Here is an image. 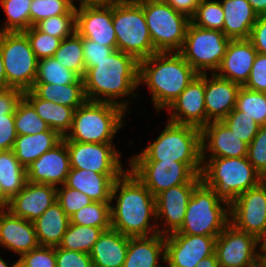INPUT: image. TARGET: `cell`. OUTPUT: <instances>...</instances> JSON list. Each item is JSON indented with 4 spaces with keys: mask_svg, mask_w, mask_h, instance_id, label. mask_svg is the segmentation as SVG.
I'll list each match as a JSON object with an SVG mask.
<instances>
[{
    "mask_svg": "<svg viewBox=\"0 0 266 267\" xmlns=\"http://www.w3.org/2000/svg\"><path fill=\"white\" fill-rule=\"evenodd\" d=\"M80 77L60 64L54 57L38 60L35 83L65 85L76 83Z\"/></svg>",
    "mask_w": 266,
    "mask_h": 267,
    "instance_id": "ab89813d",
    "label": "cell"
},
{
    "mask_svg": "<svg viewBox=\"0 0 266 267\" xmlns=\"http://www.w3.org/2000/svg\"><path fill=\"white\" fill-rule=\"evenodd\" d=\"M27 183V168L16 158L13 150L0 151V187L10 200Z\"/></svg>",
    "mask_w": 266,
    "mask_h": 267,
    "instance_id": "836d02e7",
    "label": "cell"
},
{
    "mask_svg": "<svg viewBox=\"0 0 266 267\" xmlns=\"http://www.w3.org/2000/svg\"><path fill=\"white\" fill-rule=\"evenodd\" d=\"M122 174H99L90 170L70 168L64 186L77 189L94 202H111L114 181Z\"/></svg>",
    "mask_w": 266,
    "mask_h": 267,
    "instance_id": "4316f807",
    "label": "cell"
},
{
    "mask_svg": "<svg viewBox=\"0 0 266 267\" xmlns=\"http://www.w3.org/2000/svg\"><path fill=\"white\" fill-rule=\"evenodd\" d=\"M199 75L179 52H157L139 61V86L150 90L156 111L167 109Z\"/></svg>",
    "mask_w": 266,
    "mask_h": 267,
    "instance_id": "3957f363",
    "label": "cell"
},
{
    "mask_svg": "<svg viewBox=\"0 0 266 267\" xmlns=\"http://www.w3.org/2000/svg\"><path fill=\"white\" fill-rule=\"evenodd\" d=\"M156 219L155 197L128 168L112 187L111 228L128 237L150 236L158 233Z\"/></svg>",
    "mask_w": 266,
    "mask_h": 267,
    "instance_id": "6da1fadb",
    "label": "cell"
},
{
    "mask_svg": "<svg viewBox=\"0 0 266 267\" xmlns=\"http://www.w3.org/2000/svg\"><path fill=\"white\" fill-rule=\"evenodd\" d=\"M174 10L192 18L196 13L200 0H164Z\"/></svg>",
    "mask_w": 266,
    "mask_h": 267,
    "instance_id": "6f0895ef",
    "label": "cell"
},
{
    "mask_svg": "<svg viewBox=\"0 0 266 267\" xmlns=\"http://www.w3.org/2000/svg\"><path fill=\"white\" fill-rule=\"evenodd\" d=\"M82 44L85 68L96 66V62L106 59V57L114 51L112 47L105 46L87 38H82Z\"/></svg>",
    "mask_w": 266,
    "mask_h": 267,
    "instance_id": "f5cc1de1",
    "label": "cell"
},
{
    "mask_svg": "<svg viewBox=\"0 0 266 267\" xmlns=\"http://www.w3.org/2000/svg\"><path fill=\"white\" fill-rule=\"evenodd\" d=\"M7 88V80H6V73L5 68L3 65V58L0 51V90Z\"/></svg>",
    "mask_w": 266,
    "mask_h": 267,
    "instance_id": "6125c7cd",
    "label": "cell"
},
{
    "mask_svg": "<svg viewBox=\"0 0 266 267\" xmlns=\"http://www.w3.org/2000/svg\"><path fill=\"white\" fill-rule=\"evenodd\" d=\"M258 244H259V256H266V230L258 238Z\"/></svg>",
    "mask_w": 266,
    "mask_h": 267,
    "instance_id": "be15d7a7",
    "label": "cell"
},
{
    "mask_svg": "<svg viewBox=\"0 0 266 267\" xmlns=\"http://www.w3.org/2000/svg\"><path fill=\"white\" fill-rule=\"evenodd\" d=\"M0 51L7 88L31 90L36 81L38 59L27 36L23 32H0Z\"/></svg>",
    "mask_w": 266,
    "mask_h": 267,
    "instance_id": "30bf717a",
    "label": "cell"
},
{
    "mask_svg": "<svg viewBox=\"0 0 266 267\" xmlns=\"http://www.w3.org/2000/svg\"><path fill=\"white\" fill-rule=\"evenodd\" d=\"M144 11L153 46L157 52H179L184 44L190 18L164 0L138 3Z\"/></svg>",
    "mask_w": 266,
    "mask_h": 267,
    "instance_id": "9c48e42d",
    "label": "cell"
},
{
    "mask_svg": "<svg viewBox=\"0 0 266 267\" xmlns=\"http://www.w3.org/2000/svg\"><path fill=\"white\" fill-rule=\"evenodd\" d=\"M230 223L259 238L266 230V180L248 189L230 205Z\"/></svg>",
    "mask_w": 266,
    "mask_h": 267,
    "instance_id": "9a60e30c",
    "label": "cell"
},
{
    "mask_svg": "<svg viewBox=\"0 0 266 267\" xmlns=\"http://www.w3.org/2000/svg\"><path fill=\"white\" fill-rule=\"evenodd\" d=\"M40 31L62 40L76 31V14L52 16L35 25Z\"/></svg>",
    "mask_w": 266,
    "mask_h": 267,
    "instance_id": "bcb514c9",
    "label": "cell"
},
{
    "mask_svg": "<svg viewBox=\"0 0 266 267\" xmlns=\"http://www.w3.org/2000/svg\"><path fill=\"white\" fill-rule=\"evenodd\" d=\"M204 98L205 74H199L166 109L168 121L202 129L207 125Z\"/></svg>",
    "mask_w": 266,
    "mask_h": 267,
    "instance_id": "ac0fdd59",
    "label": "cell"
},
{
    "mask_svg": "<svg viewBox=\"0 0 266 267\" xmlns=\"http://www.w3.org/2000/svg\"><path fill=\"white\" fill-rule=\"evenodd\" d=\"M69 153L70 168L86 169L99 174H123L121 152L113 143L64 141Z\"/></svg>",
    "mask_w": 266,
    "mask_h": 267,
    "instance_id": "5bb4252c",
    "label": "cell"
},
{
    "mask_svg": "<svg viewBox=\"0 0 266 267\" xmlns=\"http://www.w3.org/2000/svg\"><path fill=\"white\" fill-rule=\"evenodd\" d=\"M112 2H125V0H111Z\"/></svg>",
    "mask_w": 266,
    "mask_h": 267,
    "instance_id": "89a4df30",
    "label": "cell"
},
{
    "mask_svg": "<svg viewBox=\"0 0 266 267\" xmlns=\"http://www.w3.org/2000/svg\"><path fill=\"white\" fill-rule=\"evenodd\" d=\"M200 182V175H196L189 183L170 187L155 197L156 220L157 222L161 220L164 225L163 229L161 226L158 227L159 234L166 236L180 229L185 219L189 199Z\"/></svg>",
    "mask_w": 266,
    "mask_h": 267,
    "instance_id": "2e32d148",
    "label": "cell"
},
{
    "mask_svg": "<svg viewBox=\"0 0 266 267\" xmlns=\"http://www.w3.org/2000/svg\"><path fill=\"white\" fill-rule=\"evenodd\" d=\"M223 32L230 40L249 39L257 13L247 0H222Z\"/></svg>",
    "mask_w": 266,
    "mask_h": 267,
    "instance_id": "83f0119b",
    "label": "cell"
},
{
    "mask_svg": "<svg viewBox=\"0 0 266 267\" xmlns=\"http://www.w3.org/2000/svg\"><path fill=\"white\" fill-rule=\"evenodd\" d=\"M8 207H9V199L6 197V195L3 193L0 187V212L8 211Z\"/></svg>",
    "mask_w": 266,
    "mask_h": 267,
    "instance_id": "e7e4bbea",
    "label": "cell"
},
{
    "mask_svg": "<svg viewBox=\"0 0 266 267\" xmlns=\"http://www.w3.org/2000/svg\"><path fill=\"white\" fill-rule=\"evenodd\" d=\"M23 91L17 88L0 90V118L15 113L17 104L23 98Z\"/></svg>",
    "mask_w": 266,
    "mask_h": 267,
    "instance_id": "11a10c76",
    "label": "cell"
},
{
    "mask_svg": "<svg viewBox=\"0 0 266 267\" xmlns=\"http://www.w3.org/2000/svg\"><path fill=\"white\" fill-rule=\"evenodd\" d=\"M23 97L33 106L36 113L49 128L65 137L71 130L75 109L39 98L32 90L25 91Z\"/></svg>",
    "mask_w": 266,
    "mask_h": 267,
    "instance_id": "1f68e13d",
    "label": "cell"
},
{
    "mask_svg": "<svg viewBox=\"0 0 266 267\" xmlns=\"http://www.w3.org/2000/svg\"><path fill=\"white\" fill-rule=\"evenodd\" d=\"M56 267H93L88 253L55 247Z\"/></svg>",
    "mask_w": 266,
    "mask_h": 267,
    "instance_id": "816d5d0a",
    "label": "cell"
},
{
    "mask_svg": "<svg viewBox=\"0 0 266 267\" xmlns=\"http://www.w3.org/2000/svg\"><path fill=\"white\" fill-rule=\"evenodd\" d=\"M249 40L258 53L266 54V15L258 16L252 27Z\"/></svg>",
    "mask_w": 266,
    "mask_h": 267,
    "instance_id": "9f6ffc18",
    "label": "cell"
},
{
    "mask_svg": "<svg viewBox=\"0 0 266 267\" xmlns=\"http://www.w3.org/2000/svg\"><path fill=\"white\" fill-rule=\"evenodd\" d=\"M246 89L266 93V54L257 53L247 82Z\"/></svg>",
    "mask_w": 266,
    "mask_h": 267,
    "instance_id": "f907efd6",
    "label": "cell"
},
{
    "mask_svg": "<svg viewBox=\"0 0 266 267\" xmlns=\"http://www.w3.org/2000/svg\"><path fill=\"white\" fill-rule=\"evenodd\" d=\"M201 146L202 158H238L248 155V144L222 121L210 122L201 129Z\"/></svg>",
    "mask_w": 266,
    "mask_h": 267,
    "instance_id": "ffe728a7",
    "label": "cell"
},
{
    "mask_svg": "<svg viewBox=\"0 0 266 267\" xmlns=\"http://www.w3.org/2000/svg\"><path fill=\"white\" fill-rule=\"evenodd\" d=\"M62 139L63 137L57 131L17 135L12 150L19 162L27 168L43 153L58 145Z\"/></svg>",
    "mask_w": 266,
    "mask_h": 267,
    "instance_id": "4dcf8cb0",
    "label": "cell"
},
{
    "mask_svg": "<svg viewBox=\"0 0 266 267\" xmlns=\"http://www.w3.org/2000/svg\"><path fill=\"white\" fill-rule=\"evenodd\" d=\"M31 90L43 100L52 101L75 110L87 100L83 78H80L76 83L65 85L35 83Z\"/></svg>",
    "mask_w": 266,
    "mask_h": 267,
    "instance_id": "d6a6232c",
    "label": "cell"
},
{
    "mask_svg": "<svg viewBox=\"0 0 266 267\" xmlns=\"http://www.w3.org/2000/svg\"><path fill=\"white\" fill-rule=\"evenodd\" d=\"M60 64L75 72L80 78L85 75L82 37L75 31L63 39L53 56Z\"/></svg>",
    "mask_w": 266,
    "mask_h": 267,
    "instance_id": "e575fe53",
    "label": "cell"
},
{
    "mask_svg": "<svg viewBox=\"0 0 266 267\" xmlns=\"http://www.w3.org/2000/svg\"><path fill=\"white\" fill-rule=\"evenodd\" d=\"M32 0H0L7 16L0 32H23L30 28V6Z\"/></svg>",
    "mask_w": 266,
    "mask_h": 267,
    "instance_id": "74e56055",
    "label": "cell"
},
{
    "mask_svg": "<svg viewBox=\"0 0 266 267\" xmlns=\"http://www.w3.org/2000/svg\"><path fill=\"white\" fill-rule=\"evenodd\" d=\"M23 33L27 36L38 60L53 57L62 41L61 38L40 31L36 26H31L28 30L23 31Z\"/></svg>",
    "mask_w": 266,
    "mask_h": 267,
    "instance_id": "f6af8a7d",
    "label": "cell"
},
{
    "mask_svg": "<svg viewBox=\"0 0 266 267\" xmlns=\"http://www.w3.org/2000/svg\"><path fill=\"white\" fill-rule=\"evenodd\" d=\"M76 14L71 0H32L30 6V27L52 16Z\"/></svg>",
    "mask_w": 266,
    "mask_h": 267,
    "instance_id": "7bdbcfd3",
    "label": "cell"
},
{
    "mask_svg": "<svg viewBox=\"0 0 266 267\" xmlns=\"http://www.w3.org/2000/svg\"><path fill=\"white\" fill-rule=\"evenodd\" d=\"M72 5L74 9H77L78 6H76L74 3L76 0H71ZM79 2V7L78 8H83V7H94V6H105L108 4H111V0H77Z\"/></svg>",
    "mask_w": 266,
    "mask_h": 267,
    "instance_id": "680465c9",
    "label": "cell"
},
{
    "mask_svg": "<svg viewBox=\"0 0 266 267\" xmlns=\"http://www.w3.org/2000/svg\"><path fill=\"white\" fill-rule=\"evenodd\" d=\"M0 246L16 253L19 258L39 247L34 223L9 211L0 212Z\"/></svg>",
    "mask_w": 266,
    "mask_h": 267,
    "instance_id": "d4e9b609",
    "label": "cell"
},
{
    "mask_svg": "<svg viewBox=\"0 0 266 267\" xmlns=\"http://www.w3.org/2000/svg\"><path fill=\"white\" fill-rule=\"evenodd\" d=\"M138 75L139 61L115 49L106 59L96 62V66L85 68L83 82L86 99L113 103L128 111L131 101L122 98L139 97L136 93Z\"/></svg>",
    "mask_w": 266,
    "mask_h": 267,
    "instance_id": "7a4b0ae2",
    "label": "cell"
},
{
    "mask_svg": "<svg viewBox=\"0 0 266 267\" xmlns=\"http://www.w3.org/2000/svg\"><path fill=\"white\" fill-rule=\"evenodd\" d=\"M56 199V186L27 181L24 188L9 200L8 211L16 217L34 222Z\"/></svg>",
    "mask_w": 266,
    "mask_h": 267,
    "instance_id": "44dd1931",
    "label": "cell"
},
{
    "mask_svg": "<svg viewBox=\"0 0 266 267\" xmlns=\"http://www.w3.org/2000/svg\"><path fill=\"white\" fill-rule=\"evenodd\" d=\"M56 201L68 217L82 207H85L93 202V200L83 192L64 185L57 187Z\"/></svg>",
    "mask_w": 266,
    "mask_h": 267,
    "instance_id": "7dc6e473",
    "label": "cell"
},
{
    "mask_svg": "<svg viewBox=\"0 0 266 267\" xmlns=\"http://www.w3.org/2000/svg\"><path fill=\"white\" fill-rule=\"evenodd\" d=\"M16 138L14 113L0 118V151L12 150Z\"/></svg>",
    "mask_w": 266,
    "mask_h": 267,
    "instance_id": "db71d44e",
    "label": "cell"
},
{
    "mask_svg": "<svg viewBox=\"0 0 266 267\" xmlns=\"http://www.w3.org/2000/svg\"><path fill=\"white\" fill-rule=\"evenodd\" d=\"M19 267H56L55 247L39 246L23 254Z\"/></svg>",
    "mask_w": 266,
    "mask_h": 267,
    "instance_id": "681fc988",
    "label": "cell"
},
{
    "mask_svg": "<svg viewBox=\"0 0 266 267\" xmlns=\"http://www.w3.org/2000/svg\"><path fill=\"white\" fill-rule=\"evenodd\" d=\"M222 122L236 135L248 145L256 136L261 125H259L251 116L245 112L234 108Z\"/></svg>",
    "mask_w": 266,
    "mask_h": 267,
    "instance_id": "ee69618b",
    "label": "cell"
},
{
    "mask_svg": "<svg viewBox=\"0 0 266 267\" xmlns=\"http://www.w3.org/2000/svg\"><path fill=\"white\" fill-rule=\"evenodd\" d=\"M258 238L229 223L215 240L219 267H260Z\"/></svg>",
    "mask_w": 266,
    "mask_h": 267,
    "instance_id": "7c38bea8",
    "label": "cell"
},
{
    "mask_svg": "<svg viewBox=\"0 0 266 267\" xmlns=\"http://www.w3.org/2000/svg\"><path fill=\"white\" fill-rule=\"evenodd\" d=\"M215 240L216 237L202 235H166L164 263L168 267H196L215 252Z\"/></svg>",
    "mask_w": 266,
    "mask_h": 267,
    "instance_id": "e0dca14e",
    "label": "cell"
},
{
    "mask_svg": "<svg viewBox=\"0 0 266 267\" xmlns=\"http://www.w3.org/2000/svg\"><path fill=\"white\" fill-rule=\"evenodd\" d=\"M190 21L199 28L223 32L224 13L220 0H200L196 13Z\"/></svg>",
    "mask_w": 266,
    "mask_h": 267,
    "instance_id": "b9f144b4",
    "label": "cell"
},
{
    "mask_svg": "<svg viewBox=\"0 0 266 267\" xmlns=\"http://www.w3.org/2000/svg\"><path fill=\"white\" fill-rule=\"evenodd\" d=\"M103 231L102 228L98 227L69 223L59 247L69 251L89 254L94 243L98 240Z\"/></svg>",
    "mask_w": 266,
    "mask_h": 267,
    "instance_id": "d590c367",
    "label": "cell"
},
{
    "mask_svg": "<svg viewBox=\"0 0 266 267\" xmlns=\"http://www.w3.org/2000/svg\"><path fill=\"white\" fill-rule=\"evenodd\" d=\"M235 108L251 116L259 125H266V93L241 86Z\"/></svg>",
    "mask_w": 266,
    "mask_h": 267,
    "instance_id": "60d3db41",
    "label": "cell"
},
{
    "mask_svg": "<svg viewBox=\"0 0 266 267\" xmlns=\"http://www.w3.org/2000/svg\"><path fill=\"white\" fill-rule=\"evenodd\" d=\"M210 76V77H209ZM241 85L215 73L205 74V109L207 124L222 121L236 106Z\"/></svg>",
    "mask_w": 266,
    "mask_h": 267,
    "instance_id": "603a6c76",
    "label": "cell"
},
{
    "mask_svg": "<svg viewBox=\"0 0 266 267\" xmlns=\"http://www.w3.org/2000/svg\"><path fill=\"white\" fill-rule=\"evenodd\" d=\"M69 171V153L62 140L27 167V181L58 187L64 185Z\"/></svg>",
    "mask_w": 266,
    "mask_h": 267,
    "instance_id": "7402d4cb",
    "label": "cell"
},
{
    "mask_svg": "<svg viewBox=\"0 0 266 267\" xmlns=\"http://www.w3.org/2000/svg\"><path fill=\"white\" fill-rule=\"evenodd\" d=\"M129 169L156 197L170 187L187 184L197 174L186 164L176 161H129Z\"/></svg>",
    "mask_w": 266,
    "mask_h": 267,
    "instance_id": "4fadbf2b",
    "label": "cell"
},
{
    "mask_svg": "<svg viewBox=\"0 0 266 267\" xmlns=\"http://www.w3.org/2000/svg\"><path fill=\"white\" fill-rule=\"evenodd\" d=\"M142 1H145V0H125V2H127V3H139Z\"/></svg>",
    "mask_w": 266,
    "mask_h": 267,
    "instance_id": "a7ac6f4b",
    "label": "cell"
},
{
    "mask_svg": "<svg viewBox=\"0 0 266 267\" xmlns=\"http://www.w3.org/2000/svg\"><path fill=\"white\" fill-rule=\"evenodd\" d=\"M126 113L113 103L86 100L75 110L71 130L62 140L113 143L118 130L126 124Z\"/></svg>",
    "mask_w": 266,
    "mask_h": 267,
    "instance_id": "8992f818",
    "label": "cell"
},
{
    "mask_svg": "<svg viewBox=\"0 0 266 267\" xmlns=\"http://www.w3.org/2000/svg\"><path fill=\"white\" fill-rule=\"evenodd\" d=\"M76 32L94 42L117 49L112 19V3L76 9Z\"/></svg>",
    "mask_w": 266,
    "mask_h": 267,
    "instance_id": "d6986e66",
    "label": "cell"
},
{
    "mask_svg": "<svg viewBox=\"0 0 266 267\" xmlns=\"http://www.w3.org/2000/svg\"><path fill=\"white\" fill-rule=\"evenodd\" d=\"M257 53L249 39L230 40L215 74L243 86L249 78Z\"/></svg>",
    "mask_w": 266,
    "mask_h": 267,
    "instance_id": "cb8c5ba5",
    "label": "cell"
},
{
    "mask_svg": "<svg viewBox=\"0 0 266 267\" xmlns=\"http://www.w3.org/2000/svg\"><path fill=\"white\" fill-rule=\"evenodd\" d=\"M160 259L165 262L164 235L156 233L150 236L128 237V249L122 267H162L159 265Z\"/></svg>",
    "mask_w": 266,
    "mask_h": 267,
    "instance_id": "484cf974",
    "label": "cell"
},
{
    "mask_svg": "<svg viewBox=\"0 0 266 267\" xmlns=\"http://www.w3.org/2000/svg\"><path fill=\"white\" fill-rule=\"evenodd\" d=\"M260 257V267H266V256H259Z\"/></svg>",
    "mask_w": 266,
    "mask_h": 267,
    "instance_id": "003e7915",
    "label": "cell"
},
{
    "mask_svg": "<svg viewBox=\"0 0 266 267\" xmlns=\"http://www.w3.org/2000/svg\"><path fill=\"white\" fill-rule=\"evenodd\" d=\"M247 157L254 169L266 180V125L259 128L248 145Z\"/></svg>",
    "mask_w": 266,
    "mask_h": 267,
    "instance_id": "c3c4849f",
    "label": "cell"
},
{
    "mask_svg": "<svg viewBox=\"0 0 266 267\" xmlns=\"http://www.w3.org/2000/svg\"><path fill=\"white\" fill-rule=\"evenodd\" d=\"M0 267H19V261L17 260L12 266H9L8 263L0 257Z\"/></svg>",
    "mask_w": 266,
    "mask_h": 267,
    "instance_id": "03108f58",
    "label": "cell"
},
{
    "mask_svg": "<svg viewBox=\"0 0 266 267\" xmlns=\"http://www.w3.org/2000/svg\"><path fill=\"white\" fill-rule=\"evenodd\" d=\"M33 223L40 246L58 247L70 219L56 201Z\"/></svg>",
    "mask_w": 266,
    "mask_h": 267,
    "instance_id": "f546056e",
    "label": "cell"
},
{
    "mask_svg": "<svg viewBox=\"0 0 266 267\" xmlns=\"http://www.w3.org/2000/svg\"><path fill=\"white\" fill-rule=\"evenodd\" d=\"M230 206L202 181L194 188L189 199L185 219L177 232L218 237L230 223Z\"/></svg>",
    "mask_w": 266,
    "mask_h": 267,
    "instance_id": "52a82bcc",
    "label": "cell"
},
{
    "mask_svg": "<svg viewBox=\"0 0 266 267\" xmlns=\"http://www.w3.org/2000/svg\"><path fill=\"white\" fill-rule=\"evenodd\" d=\"M128 249V236L110 228L103 231L89 255L93 267H122Z\"/></svg>",
    "mask_w": 266,
    "mask_h": 267,
    "instance_id": "f1b7e54d",
    "label": "cell"
},
{
    "mask_svg": "<svg viewBox=\"0 0 266 267\" xmlns=\"http://www.w3.org/2000/svg\"><path fill=\"white\" fill-rule=\"evenodd\" d=\"M258 16L266 15V0H247Z\"/></svg>",
    "mask_w": 266,
    "mask_h": 267,
    "instance_id": "91938a15",
    "label": "cell"
},
{
    "mask_svg": "<svg viewBox=\"0 0 266 267\" xmlns=\"http://www.w3.org/2000/svg\"><path fill=\"white\" fill-rule=\"evenodd\" d=\"M117 50L138 61L157 53L151 40L143 8L138 3L112 2Z\"/></svg>",
    "mask_w": 266,
    "mask_h": 267,
    "instance_id": "ba28073f",
    "label": "cell"
},
{
    "mask_svg": "<svg viewBox=\"0 0 266 267\" xmlns=\"http://www.w3.org/2000/svg\"><path fill=\"white\" fill-rule=\"evenodd\" d=\"M70 223L81 226L111 228V202H92L82 207L70 217Z\"/></svg>",
    "mask_w": 266,
    "mask_h": 267,
    "instance_id": "8d00e7d4",
    "label": "cell"
},
{
    "mask_svg": "<svg viewBox=\"0 0 266 267\" xmlns=\"http://www.w3.org/2000/svg\"><path fill=\"white\" fill-rule=\"evenodd\" d=\"M186 163L197 175L202 170L201 129L168 121L160 135L129 161Z\"/></svg>",
    "mask_w": 266,
    "mask_h": 267,
    "instance_id": "277c9868",
    "label": "cell"
},
{
    "mask_svg": "<svg viewBox=\"0 0 266 267\" xmlns=\"http://www.w3.org/2000/svg\"><path fill=\"white\" fill-rule=\"evenodd\" d=\"M200 177L229 206L239 195L264 181L248 157L202 158Z\"/></svg>",
    "mask_w": 266,
    "mask_h": 267,
    "instance_id": "5b68a950",
    "label": "cell"
},
{
    "mask_svg": "<svg viewBox=\"0 0 266 267\" xmlns=\"http://www.w3.org/2000/svg\"><path fill=\"white\" fill-rule=\"evenodd\" d=\"M14 122L17 135H34L44 131H55L49 128L24 97L17 104Z\"/></svg>",
    "mask_w": 266,
    "mask_h": 267,
    "instance_id": "f35d334b",
    "label": "cell"
},
{
    "mask_svg": "<svg viewBox=\"0 0 266 267\" xmlns=\"http://www.w3.org/2000/svg\"><path fill=\"white\" fill-rule=\"evenodd\" d=\"M229 41L222 31L199 28L190 22L179 53L198 74H212L218 70Z\"/></svg>",
    "mask_w": 266,
    "mask_h": 267,
    "instance_id": "8fae6325",
    "label": "cell"
},
{
    "mask_svg": "<svg viewBox=\"0 0 266 267\" xmlns=\"http://www.w3.org/2000/svg\"><path fill=\"white\" fill-rule=\"evenodd\" d=\"M196 267H219L215 252L212 255L202 259L196 265Z\"/></svg>",
    "mask_w": 266,
    "mask_h": 267,
    "instance_id": "94428289",
    "label": "cell"
}]
</instances>
